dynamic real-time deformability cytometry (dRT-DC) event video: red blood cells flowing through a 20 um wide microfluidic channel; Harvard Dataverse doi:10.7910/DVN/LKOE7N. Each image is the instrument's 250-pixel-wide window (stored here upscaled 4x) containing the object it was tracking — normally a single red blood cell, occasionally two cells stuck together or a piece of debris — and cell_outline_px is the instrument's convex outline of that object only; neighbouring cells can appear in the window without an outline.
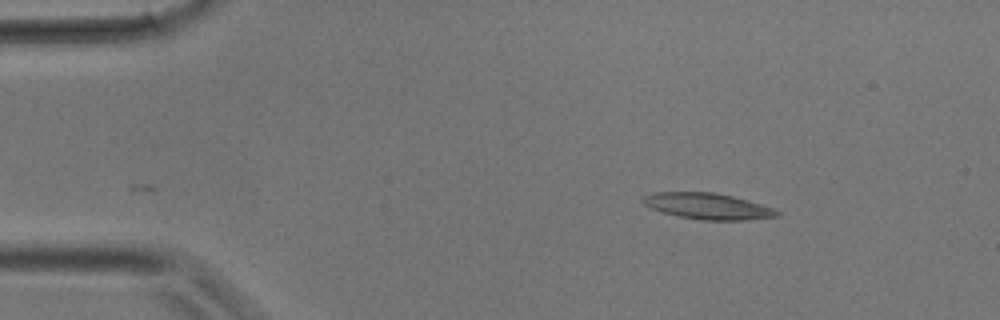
{"species": "common noctule bat (a hibernating species)", "species_latin": "Nyctalus noctula", "temperature_condition": "room temperature", "stored_images_in_passage": 6, "camera_frame_rate_fps": 3000, "um_per_image_px": 0.085, "animal": {"sex": "male", "body_mass_g": 17.9}, "frame": {"image": 1, "passage_image": 6, "time_ms": 1.667, "image_size_px": [1000, 320], "cell_outline_px": [[780, 212], [776, 216], [744, 220], [700, 220], [680, 216], [664, 212], [652, 208], [644, 204], [640, 200], [640, 196], [656, 192], [712, 192], [732, 196], [748, 200], [772, 208]], "centroid_in_image_um": [60.1, 17.51], "position_along_channel_um": 24.9, "area_um2": 20.17}}